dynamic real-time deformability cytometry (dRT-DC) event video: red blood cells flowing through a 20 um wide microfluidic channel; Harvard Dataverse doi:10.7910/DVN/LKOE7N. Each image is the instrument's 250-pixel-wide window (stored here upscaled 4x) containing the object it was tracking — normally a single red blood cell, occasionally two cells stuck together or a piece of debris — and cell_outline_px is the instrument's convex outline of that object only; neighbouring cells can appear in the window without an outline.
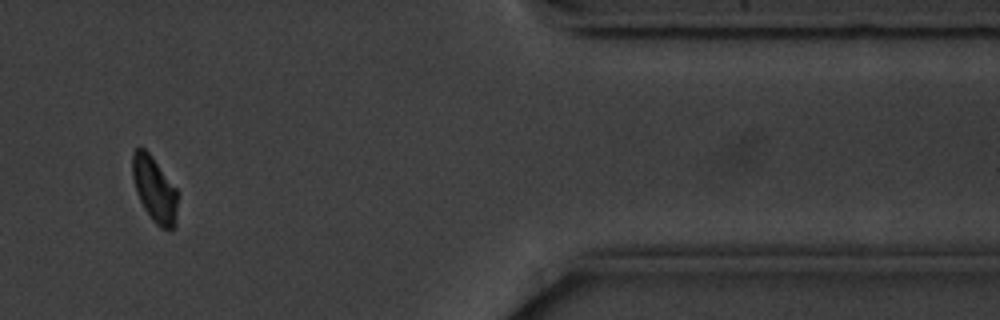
{"species": "common noctule bat (a hibernating species)", "species_latin": "Nyctalus noctula", "temperature_condition": "cold", "stored_images_in_passage": 12, "camera_frame_rate_fps": 3000, "um_per_image_px": 0.085, "animal": {"sex": "male", "body_mass_g": 20.1, "forearm_length_mm": 53.5}, "frame": {"image": 1, "passage_image": 10, "time_ms": 11.667, "image_size_px": [1000, 320], "cell_outline_px": [[176, 224], [172, 228], [160, 228], [152, 220], [144, 208], [136, 192], [132, 176], [132, 152], [136, 148], [144, 148], [152, 156], [176, 188]], "centroid_in_image_um": [13.1, 16.07], "position_along_channel_um": 398.3, "area_um2": 16.99}, "authors_computed_cell_mechanics": {"area_um2": 18.207, "velocity_mm_per_s": 3.515, "shape_relaxation_time_tau1_ms": 1.0699, "shape_relaxation_time_tau2_ms": null, "deformation_change_tau1": 0.0696, "deformation_change_tau2": null}}